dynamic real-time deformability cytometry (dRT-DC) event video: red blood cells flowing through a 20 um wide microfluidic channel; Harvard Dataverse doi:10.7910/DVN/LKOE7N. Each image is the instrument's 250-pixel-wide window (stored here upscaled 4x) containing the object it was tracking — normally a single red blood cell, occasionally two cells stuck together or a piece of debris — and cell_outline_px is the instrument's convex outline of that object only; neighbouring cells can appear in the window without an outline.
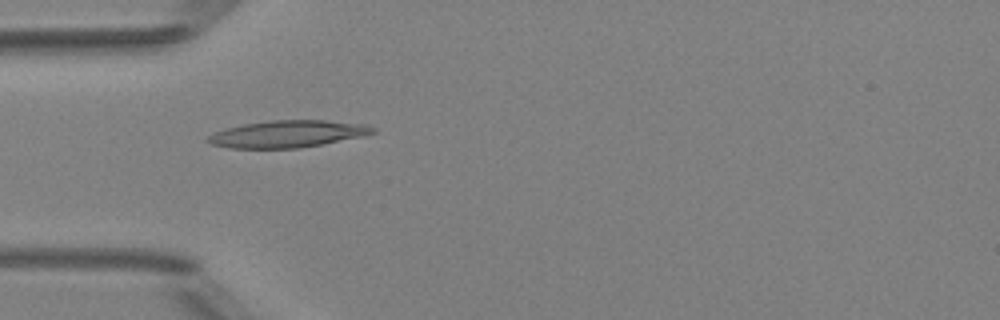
{"species": "Egyptian fruit bat (a non-hibernating species)", "species_latin": "Rousettus aegyptiacus", "temperature_condition": "room temperature", "stored_images_in_passage": 6, "camera_frame_rate_fps": 3000, "um_per_image_px": 0.085, "animal": {"sex": "female"}, "frame": {"image": 1, "passage_image": 5, "time_ms": 4.667, "image_size_px": [1000, 320], "cell_outline_px": [[376, 132], [364, 136], [324, 144], [300, 148], [228, 148], [212, 144], [208, 140], [208, 136], [216, 132], [228, 128], [244, 124], [272, 120], [324, 120], [364, 124], [376, 128]], "centroid_in_image_um": [24.51, 11.39], "position_along_channel_um": 60.5, "area_um2": 25.84}}
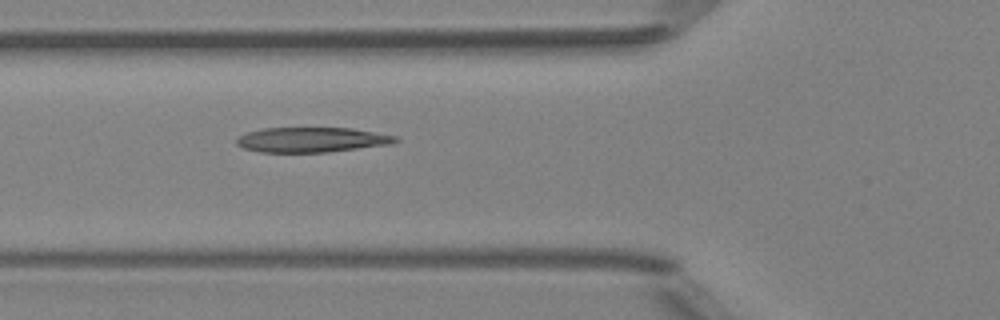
{"frame": {"image": 2, "passage_image": 6, "time_ms": 5.667, "image_size_px": [1000, 320], "cell_outline_px": [[400, 140], [392, 144], [328, 152], [260, 152], [244, 148], [236, 144], [236, 140], [240, 136], [248, 132], [264, 128], [352, 128], [396, 136]], "centroid_in_image_um": [26.52, 11.88], "position_along_channel_um": 99.3, "area_um2": 23.0}}